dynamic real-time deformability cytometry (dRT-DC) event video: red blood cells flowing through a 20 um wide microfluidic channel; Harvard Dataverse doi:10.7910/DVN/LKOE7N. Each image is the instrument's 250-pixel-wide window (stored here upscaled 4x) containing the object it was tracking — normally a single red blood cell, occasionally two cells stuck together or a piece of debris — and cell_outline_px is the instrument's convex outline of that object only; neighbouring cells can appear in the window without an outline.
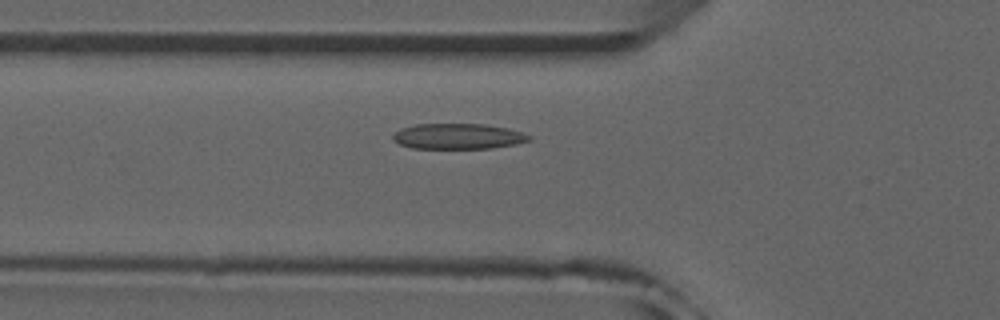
{"species": "common noctule bat (a hibernating species)", "species_latin": "Nyctalus noctula", "temperature_condition": "room temperature", "stored_images_in_passage": 50, "camera_frame_rate_fps": 3000, "um_per_image_px": 0.085, "animal": {"sex": "male", "forearm_length_mm": 52.5}, "frame": {"image": 1, "passage_image": 18, "time_ms": 5.667, "image_size_px": [1000, 320], "cell_outline_px": [[532, 140], [516, 144], [492, 148], [412, 148], [400, 144], [392, 140], [392, 136], [400, 128], [416, 124], [484, 124], [508, 128], [532, 136]], "centroid_in_image_um": [38.94, 11.58], "position_along_channel_um": 86.9, "area_um2": 20.29}}
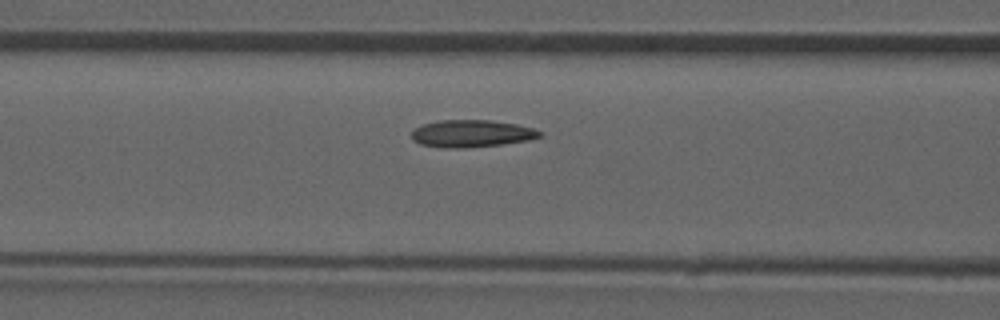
{"frame": {"image": 2, "passage_image": 21, "time_ms": 6.667, "image_size_px": [1000, 320], "cell_outline_px": [[544, 132], [540, 136], [528, 140], [500, 144], [464, 148], [448, 148], [420, 144], [412, 140], [412, 132], [416, 128], [424, 124], [440, 120], [492, 120], [516, 124], [532, 128]], "centroid_in_image_um": [40.08, 11.35], "position_along_channel_um": 126.5, "area_um2": 20.17}}
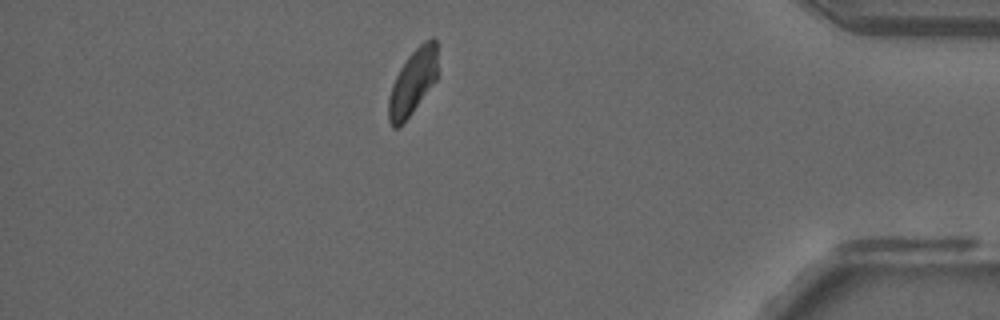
{"frame": {"image": 3, "passage_image": 45, "time_ms": 14.667, "image_size_px": [1000, 320], "cell_outline_px": [[436, 80], [400, 128], [392, 128], [388, 120], [388, 100], [392, 84], [400, 68], [408, 56], [424, 40], [432, 36], [436, 40]], "centroid_in_image_um": [35.05, 7.0], "position_along_channel_um": 400.1, "area_um2": 18.55}}